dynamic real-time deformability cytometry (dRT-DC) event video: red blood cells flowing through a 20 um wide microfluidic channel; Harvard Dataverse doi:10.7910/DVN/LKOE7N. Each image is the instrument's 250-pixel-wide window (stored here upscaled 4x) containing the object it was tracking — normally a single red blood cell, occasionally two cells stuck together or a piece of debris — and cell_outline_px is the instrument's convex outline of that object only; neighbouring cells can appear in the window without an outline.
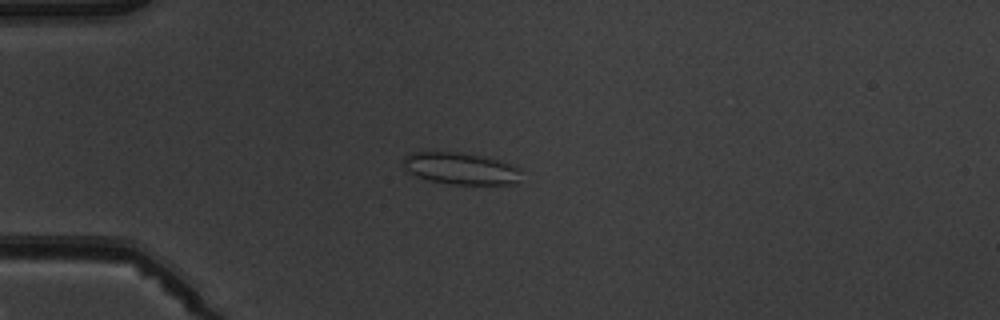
{"species": "common noctule bat (a hibernating species)", "species_latin": "Nyctalus noctula", "temperature_condition": "warm", "stored_images_in_passage": 7, "camera_frame_rate_fps": 3000, "um_per_image_px": 0.085, "animal": {"sex": "male", "body_mass_g": 19.5, "forearm_length_mm": 54.6}, "frame": {"image": 1, "passage_image": 5, "time_ms": 4.667, "image_size_px": [1000, 320], "cell_outline_px": [[520, 172], [516, 184], [448, 184], [428, 180], [416, 176], [408, 172], [404, 168], [404, 156], [412, 152], [456, 152], [484, 156], [500, 160], [512, 164]], "centroid_in_image_um": [39.12, 14.32], "position_along_channel_um": 45.9, "area_um2": 21.85}}
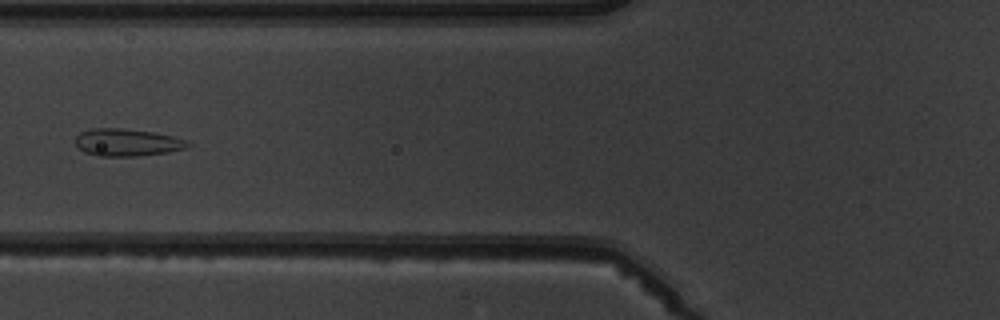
{"frame": {"image": 2, "passage_image": 7, "time_ms": 7.0, "image_size_px": [1000, 320], "cell_outline_px": [[192, 144], [184, 148], [168, 152], [136, 156], [96, 156], [84, 152], [76, 144], [76, 136], [80, 132], [92, 128], [120, 128], [152, 132], [172, 136], [188, 140]], "centroid_in_image_um": [10.79, 12.1], "position_along_channel_um": 115.0, "area_um2": 17.86}}